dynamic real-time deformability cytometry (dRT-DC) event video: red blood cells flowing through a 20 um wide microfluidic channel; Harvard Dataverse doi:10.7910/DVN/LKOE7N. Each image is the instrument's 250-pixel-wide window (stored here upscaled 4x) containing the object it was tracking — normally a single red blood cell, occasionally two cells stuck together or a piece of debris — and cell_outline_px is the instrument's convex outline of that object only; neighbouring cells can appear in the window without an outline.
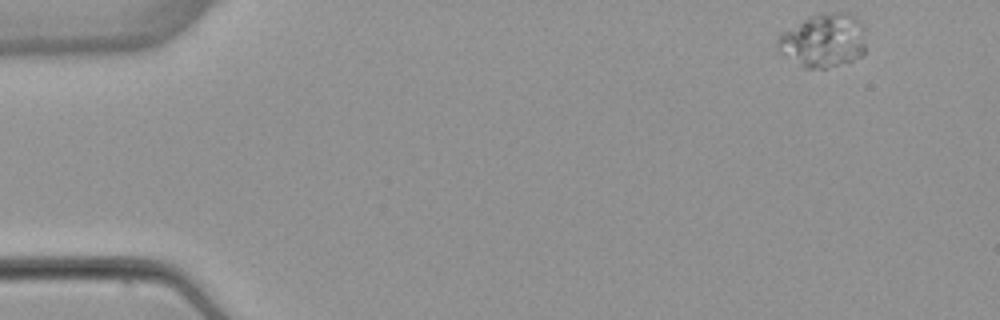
{"species": "common noctule bat (a hibernating species)", "species_latin": "Nyctalus noctula", "temperature_condition": "warm", "stored_images_in_passage": 50, "camera_frame_rate_fps": 3000, "um_per_image_px": 0.085, "animal": {"sex": "female", "body_mass_g": 22.7, "forearm_length_mm": 54.2}, "frame": {"image": 1, "passage_image": 1, "time_ms": 0.0, "image_size_px": [1000, 320], "cell_outline_px": [[864, 52], [860, 56], [852, 60], [828, 68], [804, 68], [780, 52], [776, 48], [776, 40], [780, 32], [808, 16], [820, 12], [848, 12], [856, 16], [860, 20], [864, 28]], "centroid_in_image_um": [69.97, 3.4], "position_along_channel_um": 15.0, "area_um2": 28.09}}
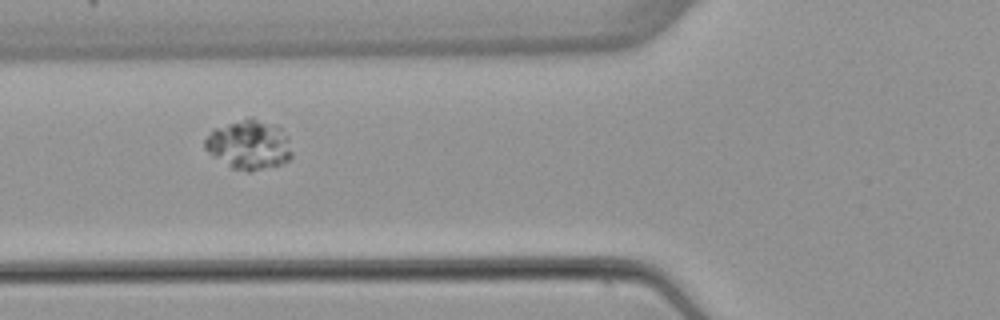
{"frame": {"image": 2, "passage_image": 17, "time_ms": 5.333, "image_size_px": [1000, 320], "cell_outline_px": [[292, 156], [288, 160], [280, 164], [248, 172], [232, 168], [212, 156], [204, 148], [204, 140], [212, 128], [248, 116], [252, 116], [276, 124], [288, 136], [292, 152]], "centroid_in_image_um": [21.15, 12.26], "position_along_channel_um": 104.7, "area_um2": 25.55}}
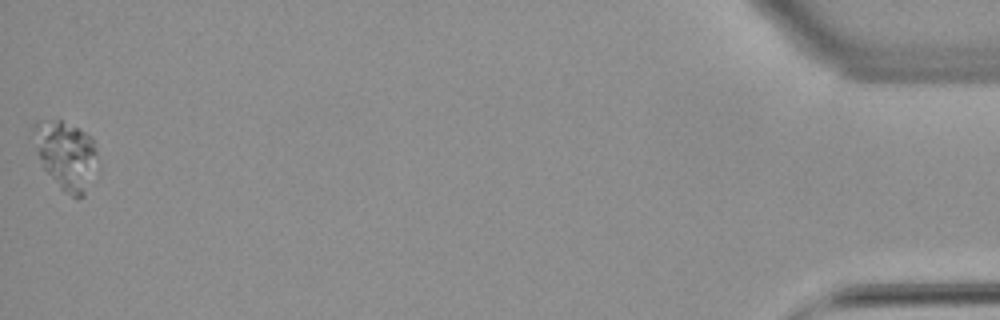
{"frame": {"image": 3, "passage_image": 50, "time_ms": 16.333, "image_size_px": [1000, 320], "cell_outline_px": [[96, 160], [84, 196], [72, 196], [60, 188], [44, 168], [36, 152], [32, 128], [32, 124], [36, 120], [60, 116], [92, 136], [96, 148]], "centroid_in_image_um": [5.55, 13.04], "position_along_channel_um": 429.7, "area_um2": 25.72}, "authors_computed_cell_mechanics": {"area_um2": 24.1026, "velocity_mm_per_s": 3.8156, "shape_relaxation_time_tau1_ms": 0.8631, "shape_relaxation_time_tau2_ms": null, "deformation_change_tau1": 0.0196, "deformation_change_tau2": null}}